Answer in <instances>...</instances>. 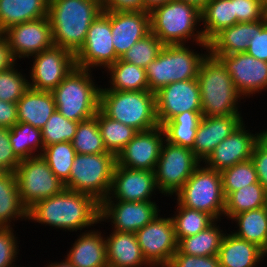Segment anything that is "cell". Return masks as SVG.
<instances>
[{"instance_id":"f907efd6","label":"cell","mask_w":267,"mask_h":267,"mask_svg":"<svg viewBox=\"0 0 267 267\" xmlns=\"http://www.w3.org/2000/svg\"><path fill=\"white\" fill-rule=\"evenodd\" d=\"M20 162L10 144L9 128L0 127V171L15 172Z\"/></svg>"},{"instance_id":"603a6c76","label":"cell","mask_w":267,"mask_h":267,"mask_svg":"<svg viewBox=\"0 0 267 267\" xmlns=\"http://www.w3.org/2000/svg\"><path fill=\"white\" fill-rule=\"evenodd\" d=\"M243 122L242 115L203 116L191 150L203 163L215 147Z\"/></svg>"},{"instance_id":"30bf717a","label":"cell","mask_w":267,"mask_h":267,"mask_svg":"<svg viewBox=\"0 0 267 267\" xmlns=\"http://www.w3.org/2000/svg\"><path fill=\"white\" fill-rule=\"evenodd\" d=\"M15 176L22 204L27 209L65 189L64 183L52 172L42 155L21 160Z\"/></svg>"},{"instance_id":"d6a6232c","label":"cell","mask_w":267,"mask_h":267,"mask_svg":"<svg viewBox=\"0 0 267 267\" xmlns=\"http://www.w3.org/2000/svg\"><path fill=\"white\" fill-rule=\"evenodd\" d=\"M202 117L201 111H185L177 114L162 125L165 140L192 149Z\"/></svg>"},{"instance_id":"d590c367","label":"cell","mask_w":267,"mask_h":267,"mask_svg":"<svg viewBox=\"0 0 267 267\" xmlns=\"http://www.w3.org/2000/svg\"><path fill=\"white\" fill-rule=\"evenodd\" d=\"M9 139L13 152L20 160L39 156L44 150L41 129L28 123L17 122L13 125L9 129Z\"/></svg>"},{"instance_id":"f35d334b","label":"cell","mask_w":267,"mask_h":267,"mask_svg":"<svg viewBox=\"0 0 267 267\" xmlns=\"http://www.w3.org/2000/svg\"><path fill=\"white\" fill-rule=\"evenodd\" d=\"M176 211L172 215L175 237L177 242L184 238L196 235L207 229L216 220L209 214L199 210L191 209L180 205L176 201Z\"/></svg>"},{"instance_id":"83f0119b","label":"cell","mask_w":267,"mask_h":267,"mask_svg":"<svg viewBox=\"0 0 267 267\" xmlns=\"http://www.w3.org/2000/svg\"><path fill=\"white\" fill-rule=\"evenodd\" d=\"M254 31L255 22H241L224 28L209 41V53L216 58L219 55L245 53L254 38Z\"/></svg>"},{"instance_id":"4316f807","label":"cell","mask_w":267,"mask_h":267,"mask_svg":"<svg viewBox=\"0 0 267 267\" xmlns=\"http://www.w3.org/2000/svg\"><path fill=\"white\" fill-rule=\"evenodd\" d=\"M56 110L55 99L51 91L29 88L17 101L18 122H24L42 129Z\"/></svg>"},{"instance_id":"94428289","label":"cell","mask_w":267,"mask_h":267,"mask_svg":"<svg viewBox=\"0 0 267 267\" xmlns=\"http://www.w3.org/2000/svg\"><path fill=\"white\" fill-rule=\"evenodd\" d=\"M263 8L267 11V0H259Z\"/></svg>"},{"instance_id":"7bdbcfd3","label":"cell","mask_w":267,"mask_h":267,"mask_svg":"<svg viewBox=\"0 0 267 267\" xmlns=\"http://www.w3.org/2000/svg\"><path fill=\"white\" fill-rule=\"evenodd\" d=\"M79 122L69 120L56 109L41 129L44 147L60 142H72Z\"/></svg>"},{"instance_id":"277c9868","label":"cell","mask_w":267,"mask_h":267,"mask_svg":"<svg viewBox=\"0 0 267 267\" xmlns=\"http://www.w3.org/2000/svg\"><path fill=\"white\" fill-rule=\"evenodd\" d=\"M197 81L202 116L242 115L239 103L244 98L218 58L207 54L200 64Z\"/></svg>"},{"instance_id":"816d5d0a","label":"cell","mask_w":267,"mask_h":267,"mask_svg":"<svg viewBox=\"0 0 267 267\" xmlns=\"http://www.w3.org/2000/svg\"><path fill=\"white\" fill-rule=\"evenodd\" d=\"M251 160L255 166L259 183L267 193V147L260 140L253 149Z\"/></svg>"},{"instance_id":"484cf974","label":"cell","mask_w":267,"mask_h":267,"mask_svg":"<svg viewBox=\"0 0 267 267\" xmlns=\"http://www.w3.org/2000/svg\"><path fill=\"white\" fill-rule=\"evenodd\" d=\"M267 253L258 245L225 233L218 253L220 267H257ZM261 261V262H260Z\"/></svg>"},{"instance_id":"ab89813d","label":"cell","mask_w":267,"mask_h":267,"mask_svg":"<svg viewBox=\"0 0 267 267\" xmlns=\"http://www.w3.org/2000/svg\"><path fill=\"white\" fill-rule=\"evenodd\" d=\"M72 145L76 154L110 153L105 148L96 116L79 122Z\"/></svg>"},{"instance_id":"e575fe53","label":"cell","mask_w":267,"mask_h":267,"mask_svg":"<svg viewBox=\"0 0 267 267\" xmlns=\"http://www.w3.org/2000/svg\"><path fill=\"white\" fill-rule=\"evenodd\" d=\"M216 220L207 229L196 235L184 237L177 242V250L182 254L192 256L218 255L224 232Z\"/></svg>"},{"instance_id":"d4e9b609","label":"cell","mask_w":267,"mask_h":267,"mask_svg":"<svg viewBox=\"0 0 267 267\" xmlns=\"http://www.w3.org/2000/svg\"><path fill=\"white\" fill-rule=\"evenodd\" d=\"M111 232L105 237L108 267H152L143 256L135 233Z\"/></svg>"},{"instance_id":"6da1fadb","label":"cell","mask_w":267,"mask_h":267,"mask_svg":"<svg viewBox=\"0 0 267 267\" xmlns=\"http://www.w3.org/2000/svg\"><path fill=\"white\" fill-rule=\"evenodd\" d=\"M28 221L65 232H81L100 223V203L89 194L64 189L29 208Z\"/></svg>"},{"instance_id":"db71d44e","label":"cell","mask_w":267,"mask_h":267,"mask_svg":"<svg viewBox=\"0 0 267 267\" xmlns=\"http://www.w3.org/2000/svg\"><path fill=\"white\" fill-rule=\"evenodd\" d=\"M17 122V103L0 100V127L10 129Z\"/></svg>"},{"instance_id":"7c38bea8","label":"cell","mask_w":267,"mask_h":267,"mask_svg":"<svg viewBox=\"0 0 267 267\" xmlns=\"http://www.w3.org/2000/svg\"><path fill=\"white\" fill-rule=\"evenodd\" d=\"M118 59L113 46L110 10H103L90 25L83 46L75 54V66L88 70L106 69Z\"/></svg>"},{"instance_id":"91938a15","label":"cell","mask_w":267,"mask_h":267,"mask_svg":"<svg viewBox=\"0 0 267 267\" xmlns=\"http://www.w3.org/2000/svg\"><path fill=\"white\" fill-rule=\"evenodd\" d=\"M260 141L267 147V128L260 130Z\"/></svg>"},{"instance_id":"52a82bcc","label":"cell","mask_w":267,"mask_h":267,"mask_svg":"<svg viewBox=\"0 0 267 267\" xmlns=\"http://www.w3.org/2000/svg\"><path fill=\"white\" fill-rule=\"evenodd\" d=\"M187 45H164L157 58L146 67L150 92L156 93L173 82L197 78L200 64L209 51L198 53Z\"/></svg>"},{"instance_id":"4dcf8cb0","label":"cell","mask_w":267,"mask_h":267,"mask_svg":"<svg viewBox=\"0 0 267 267\" xmlns=\"http://www.w3.org/2000/svg\"><path fill=\"white\" fill-rule=\"evenodd\" d=\"M230 220L238 228L231 231L234 236L258 245L267 253V206L239 213Z\"/></svg>"},{"instance_id":"3957f363","label":"cell","mask_w":267,"mask_h":267,"mask_svg":"<svg viewBox=\"0 0 267 267\" xmlns=\"http://www.w3.org/2000/svg\"><path fill=\"white\" fill-rule=\"evenodd\" d=\"M149 14L150 32L164 45L195 42L203 50L209 51V42L198 27H201V11L196 6L171 0L154 7Z\"/></svg>"},{"instance_id":"f6af8a7d","label":"cell","mask_w":267,"mask_h":267,"mask_svg":"<svg viewBox=\"0 0 267 267\" xmlns=\"http://www.w3.org/2000/svg\"><path fill=\"white\" fill-rule=\"evenodd\" d=\"M16 65L0 72V100L5 102L17 103L30 88L29 76L18 71Z\"/></svg>"},{"instance_id":"7a4b0ae2","label":"cell","mask_w":267,"mask_h":267,"mask_svg":"<svg viewBox=\"0 0 267 267\" xmlns=\"http://www.w3.org/2000/svg\"><path fill=\"white\" fill-rule=\"evenodd\" d=\"M102 12L100 0H49L54 45L75 55L83 46L90 25Z\"/></svg>"},{"instance_id":"c3c4849f","label":"cell","mask_w":267,"mask_h":267,"mask_svg":"<svg viewBox=\"0 0 267 267\" xmlns=\"http://www.w3.org/2000/svg\"><path fill=\"white\" fill-rule=\"evenodd\" d=\"M246 53L267 62V17L255 22L254 38L250 40Z\"/></svg>"},{"instance_id":"ba28073f","label":"cell","mask_w":267,"mask_h":267,"mask_svg":"<svg viewBox=\"0 0 267 267\" xmlns=\"http://www.w3.org/2000/svg\"><path fill=\"white\" fill-rule=\"evenodd\" d=\"M203 165L193 171L173 196L180 205L205 212L220 222L225 209L221 173Z\"/></svg>"},{"instance_id":"2e32d148","label":"cell","mask_w":267,"mask_h":267,"mask_svg":"<svg viewBox=\"0 0 267 267\" xmlns=\"http://www.w3.org/2000/svg\"><path fill=\"white\" fill-rule=\"evenodd\" d=\"M9 43L16 61L47 50L54 46L52 28L48 16L15 24L2 33Z\"/></svg>"},{"instance_id":"ffe728a7","label":"cell","mask_w":267,"mask_h":267,"mask_svg":"<svg viewBox=\"0 0 267 267\" xmlns=\"http://www.w3.org/2000/svg\"><path fill=\"white\" fill-rule=\"evenodd\" d=\"M159 192L154 171L129 169L115 165L112 185L108 197L104 200H121L125 202L149 201ZM154 192V193H153Z\"/></svg>"},{"instance_id":"1f68e13d","label":"cell","mask_w":267,"mask_h":267,"mask_svg":"<svg viewBox=\"0 0 267 267\" xmlns=\"http://www.w3.org/2000/svg\"><path fill=\"white\" fill-rule=\"evenodd\" d=\"M104 71L110 75V87L100 90L115 91H143L149 90L146 76V69L138 67L132 63L124 62L120 58Z\"/></svg>"},{"instance_id":"e0dca14e","label":"cell","mask_w":267,"mask_h":267,"mask_svg":"<svg viewBox=\"0 0 267 267\" xmlns=\"http://www.w3.org/2000/svg\"><path fill=\"white\" fill-rule=\"evenodd\" d=\"M234 82L236 90L246 99L267 89V62L248 53L219 55Z\"/></svg>"},{"instance_id":"681fc988","label":"cell","mask_w":267,"mask_h":267,"mask_svg":"<svg viewBox=\"0 0 267 267\" xmlns=\"http://www.w3.org/2000/svg\"><path fill=\"white\" fill-rule=\"evenodd\" d=\"M166 267H220V260L218 255L192 256L177 250Z\"/></svg>"},{"instance_id":"680465c9","label":"cell","mask_w":267,"mask_h":267,"mask_svg":"<svg viewBox=\"0 0 267 267\" xmlns=\"http://www.w3.org/2000/svg\"><path fill=\"white\" fill-rule=\"evenodd\" d=\"M181 1L192 4L201 11L208 4L210 0H181Z\"/></svg>"},{"instance_id":"9f6ffc18","label":"cell","mask_w":267,"mask_h":267,"mask_svg":"<svg viewBox=\"0 0 267 267\" xmlns=\"http://www.w3.org/2000/svg\"><path fill=\"white\" fill-rule=\"evenodd\" d=\"M171 0H144V11H150L154 7L165 4Z\"/></svg>"},{"instance_id":"bcb514c9","label":"cell","mask_w":267,"mask_h":267,"mask_svg":"<svg viewBox=\"0 0 267 267\" xmlns=\"http://www.w3.org/2000/svg\"><path fill=\"white\" fill-rule=\"evenodd\" d=\"M14 232L12 227H0V267H12L18 260L20 241Z\"/></svg>"},{"instance_id":"74e56055","label":"cell","mask_w":267,"mask_h":267,"mask_svg":"<svg viewBox=\"0 0 267 267\" xmlns=\"http://www.w3.org/2000/svg\"><path fill=\"white\" fill-rule=\"evenodd\" d=\"M105 148L115 156L134 138L137 130L106 116L100 109L95 114Z\"/></svg>"},{"instance_id":"f5cc1de1","label":"cell","mask_w":267,"mask_h":267,"mask_svg":"<svg viewBox=\"0 0 267 267\" xmlns=\"http://www.w3.org/2000/svg\"><path fill=\"white\" fill-rule=\"evenodd\" d=\"M103 10L114 11H142L144 10V0H103Z\"/></svg>"},{"instance_id":"5bb4252c","label":"cell","mask_w":267,"mask_h":267,"mask_svg":"<svg viewBox=\"0 0 267 267\" xmlns=\"http://www.w3.org/2000/svg\"><path fill=\"white\" fill-rule=\"evenodd\" d=\"M164 217L158 214L135 233L143 256L152 267H166L177 251L173 221L171 216Z\"/></svg>"},{"instance_id":"44dd1931","label":"cell","mask_w":267,"mask_h":267,"mask_svg":"<svg viewBox=\"0 0 267 267\" xmlns=\"http://www.w3.org/2000/svg\"><path fill=\"white\" fill-rule=\"evenodd\" d=\"M245 121L226 139L221 141L202 163L208 168L221 172L237 163L251 159L253 149L260 140V133L247 129Z\"/></svg>"},{"instance_id":"8d00e7d4","label":"cell","mask_w":267,"mask_h":267,"mask_svg":"<svg viewBox=\"0 0 267 267\" xmlns=\"http://www.w3.org/2000/svg\"><path fill=\"white\" fill-rule=\"evenodd\" d=\"M267 206V193L260 183L244 186L225 198L224 217L230 220L233 216Z\"/></svg>"},{"instance_id":"6f0895ef","label":"cell","mask_w":267,"mask_h":267,"mask_svg":"<svg viewBox=\"0 0 267 267\" xmlns=\"http://www.w3.org/2000/svg\"><path fill=\"white\" fill-rule=\"evenodd\" d=\"M44 267H75L73 266L66 258L63 259L61 262L60 261H54V262H49L47 263V266L45 265Z\"/></svg>"},{"instance_id":"7402d4cb","label":"cell","mask_w":267,"mask_h":267,"mask_svg":"<svg viewBox=\"0 0 267 267\" xmlns=\"http://www.w3.org/2000/svg\"><path fill=\"white\" fill-rule=\"evenodd\" d=\"M110 23L113 46L119 58L150 33L149 11L110 10Z\"/></svg>"},{"instance_id":"ac0fdd59","label":"cell","mask_w":267,"mask_h":267,"mask_svg":"<svg viewBox=\"0 0 267 267\" xmlns=\"http://www.w3.org/2000/svg\"><path fill=\"white\" fill-rule=\"evenodd\" d=\"M156 114L160 126L185 111H201V95L197 78L178 81L155 93Z\"/></svg>"},{"instance_id":"f1b7e54d","label":"cell","mask_w":267,"mask_h":267,"mask_svg":"<svg viewBox=\"0 0 267 267\" xmlns=\"http://www.w3.org/2000/svg\"><path fill=\"white\" fill-rule=\"evenodd\" d=\"M19 219L28 220V209L22 204L15 172L0 171V227L11 228L15 226L11 222Z\"/></svg>"},{"instance_id":"cb8c5ba5","label":"cell","mask_w":267,"mask_h":267,"mask_svg":"<svg viewBox=\"0 0 267 267\" xmlns=\"http://www.w3.org/2000/svg\"><path fill=\"white\" fill-rule=\"evenodd\" d=\"M105 236L92 228L80 232L64 258L75 267H108Z\"/></svg>"},{"instance_id":"9a60e30c","label":"cell","mask_w":267,"mask_h":267,"mask_svg":"<svg viewBox=\"0 0 267 267\" xmlns=\"http://www.w3.org/2000/svg\"><path fill=\"white\" fill-rule=\"evenodd\" d=\"M157 204L154 200H103L100 203V224L108 220L114 231L136 233L161 213Z\"/></svg>"},{"instance_id":"8992f818","label":"cell","mask_w":267,"mask_h":267,"mask_svg":"<svg viewBox=\"0 0 267 267\" xmlns=\"http://www.w3.org/2000/svg\"><path fill=\"white\" fill-rule=\"evenodd\" d=\"M99 109L109 118L137 131H145L159 126L155 93L149 90H100Z\"/></svg>"},{"instance_id":"836d02e7","label":"cell","mask_w":267,"mask_h":267,"mask_svg":"<svg viewBox=\"0 0 267 267\" xmlns=\"http://www.w3.org/2000/svg\"><path fill=\"white\" fill-rule=\"evenodd\" d=\"M202 33L209 42L222 29L236 24L233 0H210L201 10Z\"/></svg>"},{"instance_id":"f546056e","label":"cell","mask_w":267,"mask_h":267,"mask_svg":"<svg viewBox=\"0 0 267 267\" xmlns=\"http://www.w3.org/2000/svg\"><path fill=\"white\" fill-rule=\"evenodd\" d=\"M49 0H0V33L9 27L48 16Z\"/></svg>"},{"instance_id":"60d3db41","label":"cell","mask_w":267,"mask_h":267,"mask_svg":"<svg viewBox=\"0 0 267 267\" xmlns=\"http://www.w3.org/2000/svg\"><path fill=\"white\" fill-rule=\"evenodd\" d=\"M42 157L52 172L65 184L69 180L71 166L76 155L72 142H60L44 147Z\"/></svg>"},{"instance_id":"b9f144b4","label":"cell","mask_w":267,"mask_h":267,"mask_svg":"<svg viewBox=\"0 0 267 267\" xmlns=\"http://www.w3.org/2000/svg\"><path fill=\"white\" fill-rule=\"evenodd\" d=\"M225 198L232 192L253 183H259L253 161L247 160L226 168L221 172Z\"/></svg>"},{"instance_id":"8fae6325","label":"cell","mask_w":267,"mask_h":267,"mask_svg":"<svg viewBox=\"0 0 267 267\" xmlns=\"http://www.w3.org/2000/svg\"><path fill=\"white\" fill-rule=\"evenodd\" d=\"M201 163L190 148L164 140L154 169L159 193L172 197Z\"/></svg>"},{"instance_id":"9c48e42d","label":"cell","mask_w":267,"mask_h":267,"mask_svg":"<svg viewBox=\"0 0 267 267\" xmlns=\"http://www.w3.org/2000/svg\"><path fill=\"white\" fill-rule=\"evenodd\" d=\"M115 165L112 153L76 154L65 189L89 194L101 203L110 193Z\"/></svg>"},{"instance_id":"7dc6e473","label":"cell","mask_w":267,"mask_h":267,"mask_svg":"<svg viewBox=\"0 0 267 267\" xmlns=\"http://www.w3.org/2000/svg\"><path fill=\"white\" fill-rule=\"evenodd\" d=\"M236 23L256 22L267 17V11L259 0H233Z\"/></svg>"},{"instance_id":"11a10c76","label":"cell","mask_w":267,"mask_h":267,"mask_svg":"<svg viewBox=\"0 0 267 267\" xmlns=\"http://www.w3.org/2000/svg\"><path fill=\"white\" fill-rule=\"evenodd\" d=\"M17 63L12 55L7 38L0 33V72L5 71Z\"/></svg>"},{"instance_id":"ee69618b","label":"cell","mask_w":267,"mask_h":267,"mask_svg":"<svg viewBox=\"0 0 267 267\" xmlns=\"http://www.w3.org/2000/svg\"><path fill=\"white\" fill-rule=\"evenodd\" d=\"M163 46L164 44L150 32L136 42L120 59L146 69L157 58Z\"/></svg>"},{"instance_id":"5b68a950","label":"cell","mask_w":267,"mask_h":267,"mask_svg":"<svg viewBox=\"0 0 267 267\" xmlns=\"http://www.w3.org/2000/svg\"><path fill=\"white\" fill-rule=\"evenodd\" d=\"M92 71L75 67L52 91L56 109L65 118L81 122L99 110L101 86L94 82Z\"/></svg>"},{"instance_id":"4fadbf2b","label":"cell","mask_w":267,"mask_h":267,"mask_svg":"<svg viewBox=\"0 0 267 267\" xmlns=\"http://www.w3.org/2000/svg\"><path fill=\"white\" fill-rule=\"evenodd\" d=\"M31 57L29 85L35 90L52 92L76 67L75 55L55 45Z\"/></svg>"},{"instance_id":"d6986e66","label":"cell","mask_w":267,"mask_h":267,"mask_svg":"<svg viewBox=\"0 0 267 267\" xmlns=\"http://www.w3.org/2000/svg\"><path fill=\"white\" fill-rule=\"evenodd\" d=\"M165 133L162 126L138 131L116 156V164L129 169L154 171Z\"/></svg>"}]
</instances>
